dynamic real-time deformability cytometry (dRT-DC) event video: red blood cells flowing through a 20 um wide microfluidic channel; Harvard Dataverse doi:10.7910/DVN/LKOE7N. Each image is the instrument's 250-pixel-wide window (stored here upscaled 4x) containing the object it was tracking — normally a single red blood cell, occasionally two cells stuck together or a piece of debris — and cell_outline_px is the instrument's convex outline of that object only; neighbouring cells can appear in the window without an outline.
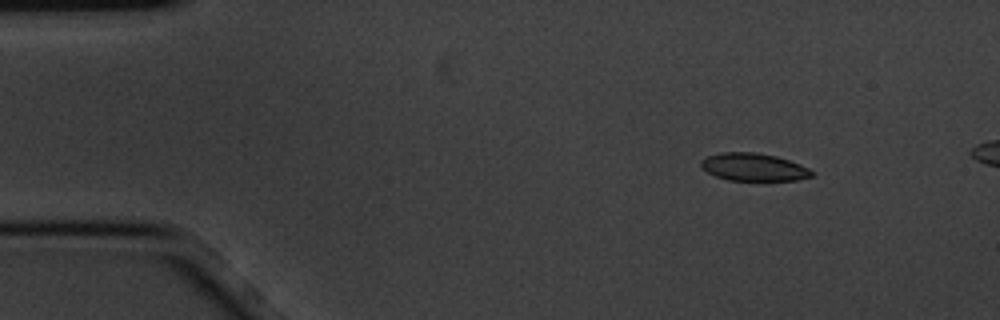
{"species": "common noctule bat (a hibernating species)", "species_latin": "Nyctalus noctula", "temperature_condition": "cold", "stored_images_in_passage": 3, "camera_frame_rate_fps": 3000, "um_per_image_px": 0.085, "animal": {"sex": "male", "body_mass_g": 20.1, "forearm_length_mm": 53.5}, "frame": {"image": 1, "passage_image": 1, "time_ms": 0.0, "image_size_px": [1000, 320], "cell_outline_px": [[812, 176], [796, 180], [728, 180], [716, 176], [700, 168], [700, 160], [708, 156], [720, 152], [756, 152], [776, 156], [800, 164], [808, 168], [812, 172]], "centroid_in_image_um": [64.01, 14.19], "position_along_channel_um": 21.0, "area_um2": 17.8}}